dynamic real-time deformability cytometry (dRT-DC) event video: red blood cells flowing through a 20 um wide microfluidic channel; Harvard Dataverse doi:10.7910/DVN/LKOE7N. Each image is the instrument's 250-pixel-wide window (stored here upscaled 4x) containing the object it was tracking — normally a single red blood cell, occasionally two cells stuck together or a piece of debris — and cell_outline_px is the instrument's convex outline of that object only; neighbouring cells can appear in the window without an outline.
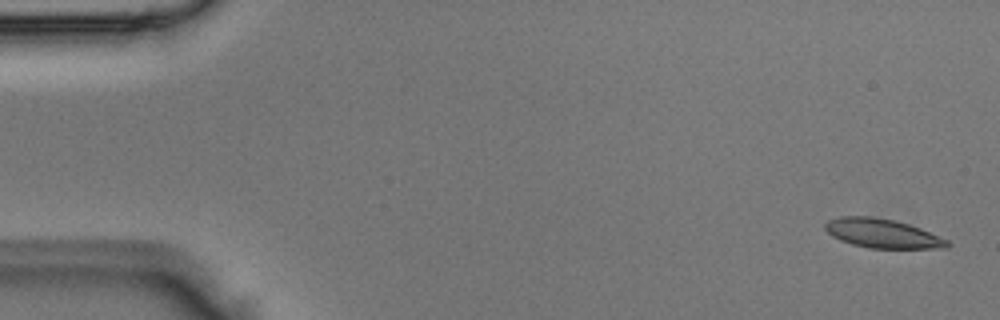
{"species": "Egyptian fruit bat (a non-hibernating species)", "species_latin": "Rousettus aegyptiacus", "temperature_condition": "room temperature", "stored_images_in_passage": 49, "camera_frame_rate_fps": 3000, "um_per_image_px": 0.085, "animal": {"sex": "male"}, "frame": {"image": 1, "passage_image": 1, "time_ms": 0.0, "image_size_px": [1000, 320], "cell_outline_px": [[952, 244], [948, 248], [868, 248], [852, 244], [840, 240], [832, 236], [824, 228], [824, 224], [828, 220], [840, 216], [872, 216], [896, 220], [920, 228], [948, 240]], "centroid_in_image_um": [75.0, 19.83], "position_along_channel_um": 10.0, "area_um2": 20.81}}
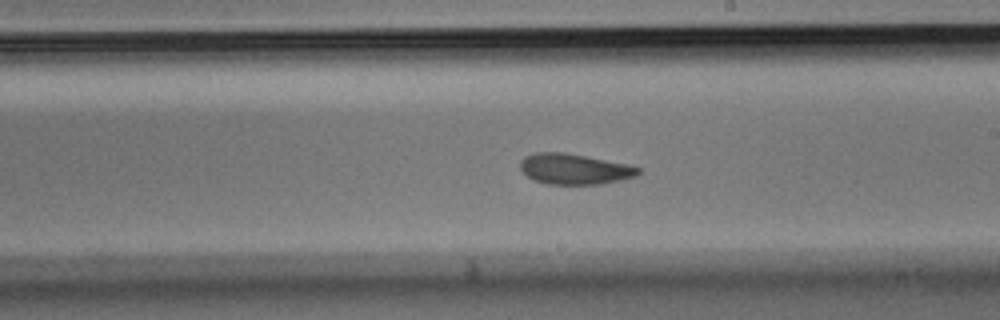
{"frame": {"image": 2, "passage_image": 28, "time_ms": 9.0, "image_size_px": [1000, 320], "cell_outline_px": [[640, 172], [636, 176], [620, 180], [600, 184], [548, 184], [532, 180], [520, 168], [520, 160], [524, 156], [536, 152], [564, 152], [624, 164], [640, 168]], "centroid_in_image_um": [48.77, 14.37], "position_along_channel_um": 240.2, "area_um2": 20.81}}
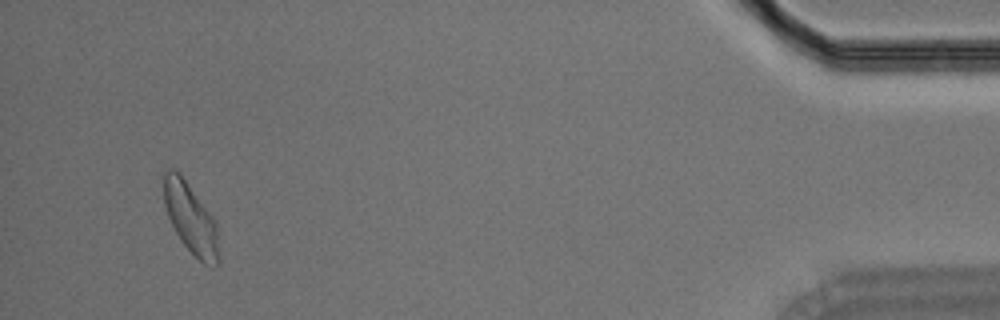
{"frame": {"image": 3, "passage_image": 47, "time_ms": 15.333, "image_size_px": [1000, 320], "cell_outline_px": [[220, 264], [204, 264], [184, 244], [176, 232], [168, 216], [164, 204], [164, 172], [172, 168], [180, 172], [216, 220], [220, 260]], "centroid_in_image_um": [16.23, 18.54], "position_along_channel_um": 419.0, "area_um2": 22.43}}